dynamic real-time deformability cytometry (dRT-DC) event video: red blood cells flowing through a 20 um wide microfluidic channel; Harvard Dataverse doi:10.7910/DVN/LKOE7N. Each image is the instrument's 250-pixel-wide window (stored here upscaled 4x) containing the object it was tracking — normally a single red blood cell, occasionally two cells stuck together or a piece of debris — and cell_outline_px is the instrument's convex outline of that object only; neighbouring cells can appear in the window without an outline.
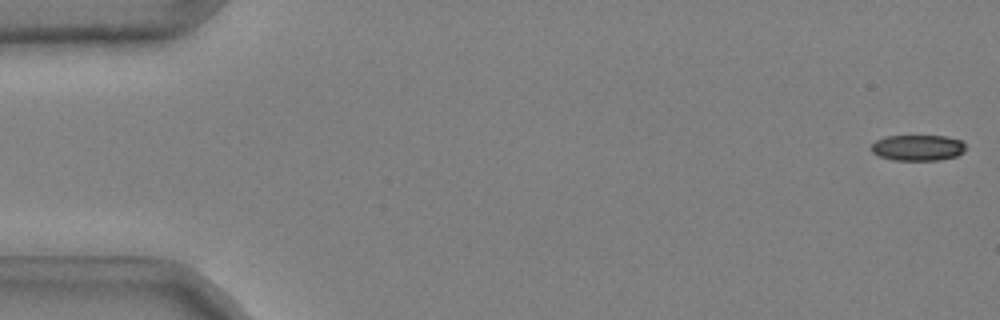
{"species": "common noctule bat (a hibernating species)", "species_latin": "Nyctalus noctula", "temperature_condition": "cold", "stored_images_in_passage": 50, "camera_frame_rate_fps": 3000, "um_per_image_px": 0.085, "animal": {"sex": "male", "body_mass_g": 20.4}, "frame": {"image": 1, "passage_image": 1, "time_ms": 0.0, "image_size_px": [1000, 320], "cell_outline_px": [[964, 152], [956, 156], [940, 160], [892, 160], [880, 156], [872, 152], [872, 144], [876, 140], [884, 136], [944, 136], [964, 140]], "centroid_in_image_um": [78.03, 12.55], "position_along_channel_um": 7.0, "area_um2": 14.28}}
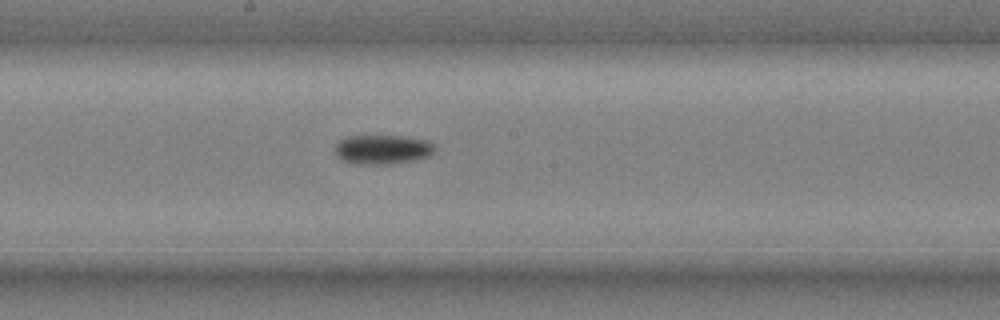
{"frame": {"image": 2, "passage_image": 29, "time_ms": 9.333, "image_size_px": [1000, 320], "cell_outline_px": [[436, 148], [428, 156], [416, 160], [392, 164], [356, 164], [340, 160], [336, 156], [336, 144], [340, 140], [348, 136], [404, 136], [424, 140], [432, 144]], "centroid_in_image_um": [32.48, 12.72], "position_along_channel_um": 215.7, "area_um2": 17.05}}
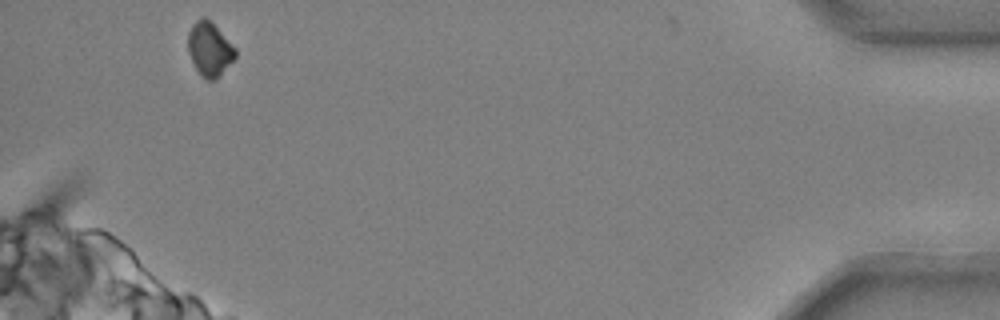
{"frame": {"image": 3, "passage_image": 50, "time_ms": 16.333, "image_size_px": [1000, 320], "cell_outline_px": [[236, 56], [216, 80], [208, 80], [200, 76], [188, 52], [188, 32], [192, 24], [200, 16], [204, 16], [236, 48]], "centroid_in_image_um": [17.79, 4.19], "position_along_channel_um": 417.4, "area_um2": 14.68}, "authors_computed_cell_mechanics": {"area_um2": 16.0973, "velocity_mm_per_s": 3.7239, "shape_relaxation_time_tau1_ms": 9.5163, "shape_relaxation_time_tau2_ms": null, "deformation_change_tau1": 0.1715, "deformation_change_tau2": null}}